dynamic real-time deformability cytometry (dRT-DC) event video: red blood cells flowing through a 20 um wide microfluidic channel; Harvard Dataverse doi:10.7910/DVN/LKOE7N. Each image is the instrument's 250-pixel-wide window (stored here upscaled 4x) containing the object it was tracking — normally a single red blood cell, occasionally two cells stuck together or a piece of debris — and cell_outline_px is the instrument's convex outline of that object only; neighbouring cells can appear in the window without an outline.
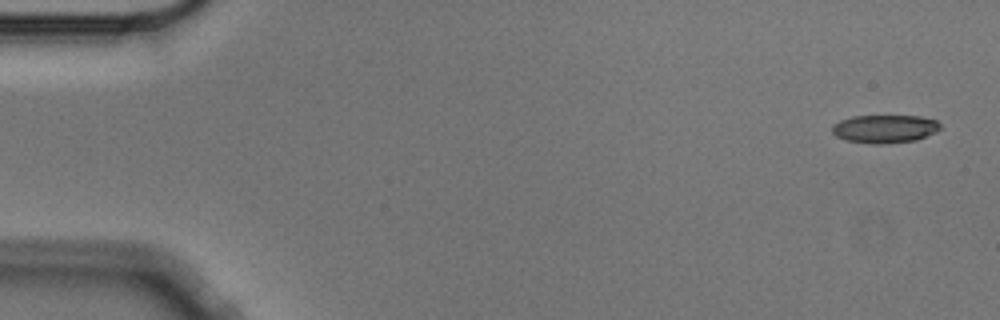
{"species": "Egyptian fruit bat (a non-hibernating species)", "species_latin": "Rousettus aegyptiacus", "temperature_condition": "cold", "stored_images_in_passage": 6, "camera_frame_rate_fps": 3000, "um_per_image_px": 0.085, "animal": {"sex": "male"}, "frame": {"image": 1, "passage_image": 1, "time_ms": 0.0, "image_size_px": [1000, 320], "cell_outline_px": [[940, 128], [936, 132], [916, 140], [884, 144], [876, 144], [844, 140], [836, 136], [832, 132], [832, 124], [840, 120], [852, 116], [920, 116], [936, 120], [940, 124]], "centroid_in_image_um": [75.18, 10.95], "position_along_channel_um": 9.8, "area_um2": 17.8}}
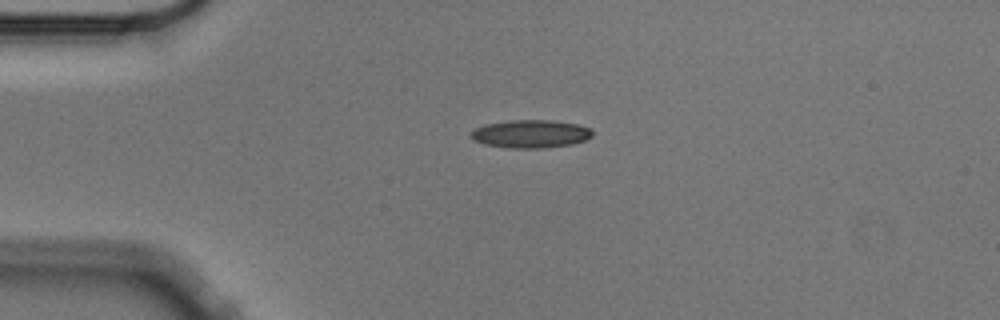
{"frame": {"image": 2, "passage_image": 4, "time_ms": 1.0, "image_size_px": [1000, 320], "cell_outline_px": [[592, 136], [584, 140], [572, 144], [544, 148], [508, 148], [484, 144], [472, 140], [472, 132], [476, 128], [488, 124], [512, 120], [552, 120], [580, 124], [592, 128]], "centroid_in_image_um": [45.15, 11.38], "position_along_channel_um": 39.8, "area_um2": 19.83}}
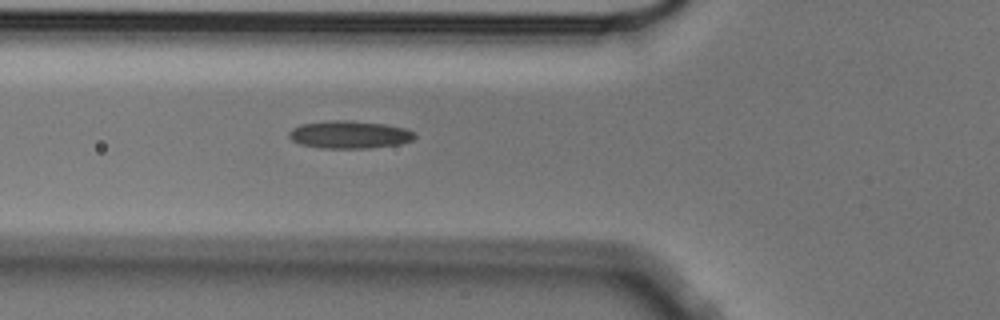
{"frame": {"image": 3, "passage_image": 6, "time_ms": 1.667, "image_size_px": [1000, 320], "cell_outline_px": [[416, 136], [412, 140], [400, 144], [368, 148], [320, 148], [300, 144], [292, 140], [288, 136], [288, 132], [292, 128], [300, 124], [332, 120], [352, 120], [384, 124], [404, 128], [412, 132]], "centroid_in_image_um": [29.66, 11.44], "position_along_channel_um": 96.1, "area_um2": 20.29}}